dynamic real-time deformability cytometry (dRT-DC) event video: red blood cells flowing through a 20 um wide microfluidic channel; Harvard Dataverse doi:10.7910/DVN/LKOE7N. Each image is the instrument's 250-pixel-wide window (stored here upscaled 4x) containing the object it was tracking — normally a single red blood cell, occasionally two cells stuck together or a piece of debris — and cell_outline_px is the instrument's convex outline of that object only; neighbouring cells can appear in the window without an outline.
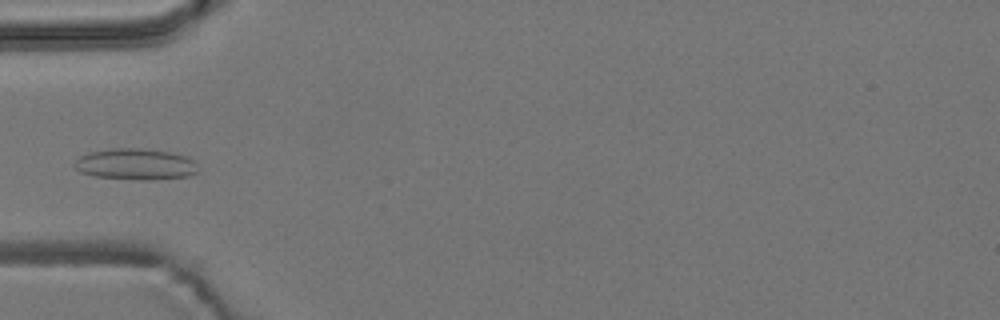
{"species": "common noctule bat (a hibernating species)", "species_latin": "Nyctalus noctula", "temperature_condition": "room temperature", "stored_images_in_passage": 7, "camera_frame_rate_fps": 3000, "um_per_image_px": 0.085, "animal": {"sex": "male", "body_mass_g": 19.2, "forearm_length_mm": 51.8}, "frame": {"image": 1, "passage_image": 4, "time_ms": 5.0, "image_size_px": [1000, 320], "cell_outline_px": [[200, 168], [196, 172], [188, 176], [148, 180], [140, 180], [96, 176], [80, 172], [72, 164], [80, 156], [88, 152], [112, 148], [140, 148], [172, 152], [188, 156]], "centroid_in_image_um": [11.53, 13.94], "position_along_channel_um": 73.5, "area_um2": 22.6}}
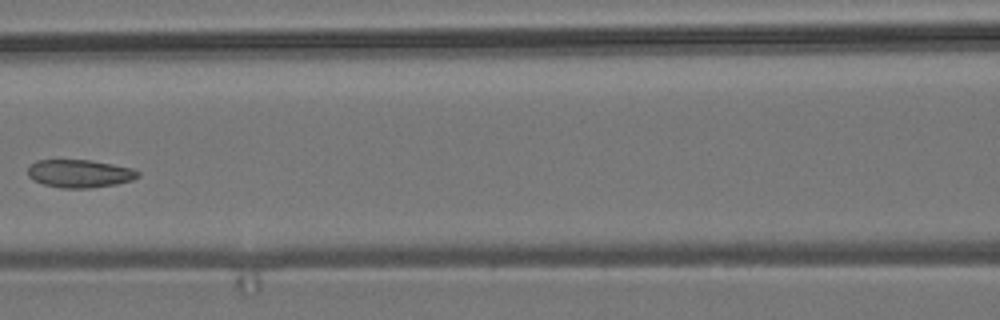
{"frame": {"image": 2, "passage_image": 6, "time_ms": 7.333, "image_size_px": [1000, 320], "cell_outline_px": [[140, 176], [132, 180], [116, 184], [88, 188], [60, 188], [44, 184], [32, 180], [28, 176], [28, 168], [36, 160], [92, 160], [132, 168], [140, 172]], "centroid_in_image_um": [6.77, 14.75], "position_along_channel_um": 159.8, "area_um2": 17.98}}
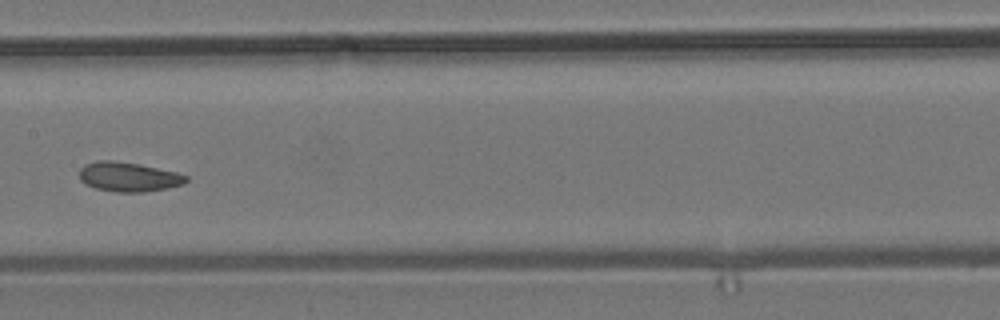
{"frame": {"image": 3, "passage_image": 7, "time_ms": 8.333, "image_size_px": [1000, 320], "cell_outline_px": [[188, 180], [184, 184], [144, 192], [116, 192], [96, 188], [84, 184], [80, 180], [80, 168], [84, 164], [96, 160], [112, 160], [140, 164], [176, 172], [188, 176]], "centroid_in_image_um": [10.9, 15.02], "position_along_channel_um": 196.5, "area_um2": 18.38}}